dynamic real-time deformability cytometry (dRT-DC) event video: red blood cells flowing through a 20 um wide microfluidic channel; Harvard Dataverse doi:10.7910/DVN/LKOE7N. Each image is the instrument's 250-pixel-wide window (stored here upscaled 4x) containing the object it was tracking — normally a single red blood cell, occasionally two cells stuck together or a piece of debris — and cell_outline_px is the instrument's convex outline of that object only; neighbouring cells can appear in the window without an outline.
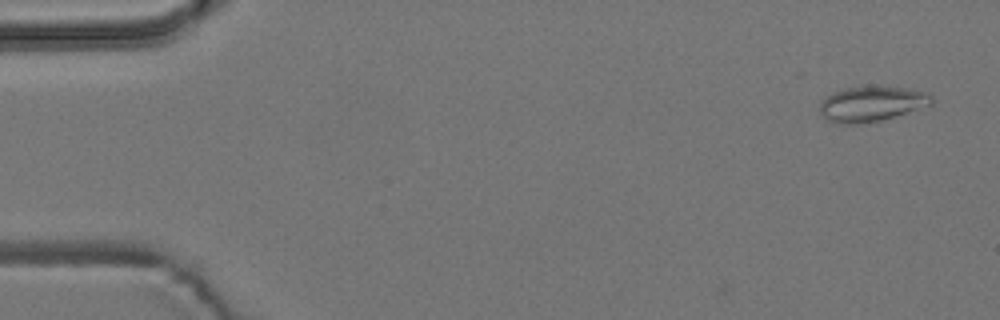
{"species": "common noctule bat (a hibernating species)", "species_latin": "Nyctalus noctula", "temperature_condition": "room temperature", "stored_images_in_passage": 3, "camera_frame_rate_fps": 3000, "um_per_image_px": 0.085, "animal": {"sex": "male", "body_mass_g": 19.2, "forearm_length_mm": 51.8}, "frame": {"image": 1, "passage_image": 1, "time_ms": 0.0, "image_size_px": [1000, 320], "cell_outline_px": [[932, 104], [880, 120], [860, 124], [836, 124], [828, 120], [820, 112], [820, 100], [836, 92], [848, 88], [868, 84], [880, 84], [928, 92], [932, 96]], "centroid_in_image_um": [74.08, 8.79], "position_along_channel_um": 10.9, "area_um2": 23.12}}
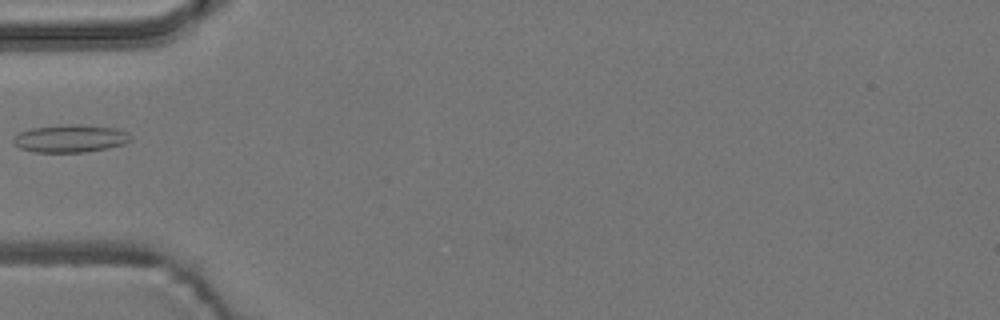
{"frame": {"image": 2, "passage_image": 3, "time_ms": 5.333, "image_size_px": [1000, 320], "cell_outline_px": [[132, 140], [124, 144], [108, 148], [84, 152], [36, 152], [20, 148], [12, 144], [12, 136], [20, 132], [32, 128], [68, 124], [80, 124], [116, 128], [128, 132], [132, 136]], "centroid_in_image_um": [5.98, 11.77], "position_along_channel_um": 79.0, "area_um2": 19.13}}